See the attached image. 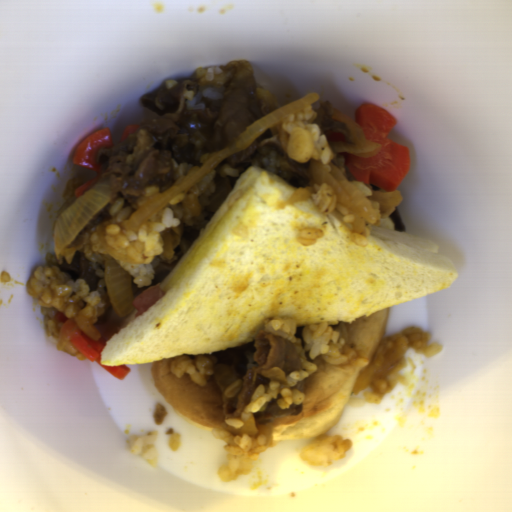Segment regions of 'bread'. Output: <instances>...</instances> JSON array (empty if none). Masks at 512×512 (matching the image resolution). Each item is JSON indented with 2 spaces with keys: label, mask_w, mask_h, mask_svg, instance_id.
<instances>
[{
  "label": "bread",
  "mask_w": 512,
  "mask_h": 512,
  "mask_svg": "<svg viewBox=\"0 0 512 512\" xmlns=\"http://www.w3.org/2000/svg\"><path fill=\"white\" fill-rule=\"evenodd\" d=\"M305 327L306 326H301V325L295 326V332H294L293 336L296 337L297 339H300L301 346L306 349V343H305V340L302 335V332L305 329Z\"/></svg>",
  "instance_id": "bread-4"
},
{
  "label": "bread",
  "mask_w": 512,
  "mask_h": 512,
  "mask_svg": "<svg viewBox=\"0 0 512 512\" xmlns=\"http://www.w3.org/2000/svg\"><path fill=\"white\" fill-rule=\"evenodd\" d=\"M387 314L388 307L353 320L352 323L359 320L360 325L353 336L343 340L356 351V358L348 365H332L325 361V370L315 374L303 392L300 414L271 422V440L316 437L337 424L359 375L371 363L382 343Z\"/></svg>",
  "instance_id": "bread-2"
},
{
  "label": "bread",
  "mask_w": 512,
  "mask_h": 512,
  "mask_svg": "<svg viewBox=\"0 0 512 512\" xmlns=\"http://www.w3.org/2000/svg\"><path fill=\"white\" fill-rule=\"evenodd\" d=\"M297 190L264 167L247 168L157 285L165 293L140 316L133 308L101 363L207 357L248 343L266 318L352 324L459 278L433 241L372 227L359 246L337 208L318 211L312 194L285 204ZM305 227L324 236L303 246L297 235Z\"/></svg>",
  "instance_id": "bread-1"
},
{
  "label": "bread",
  "mask_w": 512,
  "mask_h": 512,
  "mask_svg": "<svg viewBox=\"0 0 512 512\" xmlns=\"http://www.w3.org/2000/svg\"><path fill=\"white\" fill-rule=\"evenodd\" d=\"M173 360L151 363L154 387L178 415L194 427L212 433L224 419L221 390L213 381L199 386L186 374L175 376L171 371Z\"/></svg>",
  "instance_id": "bread-3"
}]
</instances>
